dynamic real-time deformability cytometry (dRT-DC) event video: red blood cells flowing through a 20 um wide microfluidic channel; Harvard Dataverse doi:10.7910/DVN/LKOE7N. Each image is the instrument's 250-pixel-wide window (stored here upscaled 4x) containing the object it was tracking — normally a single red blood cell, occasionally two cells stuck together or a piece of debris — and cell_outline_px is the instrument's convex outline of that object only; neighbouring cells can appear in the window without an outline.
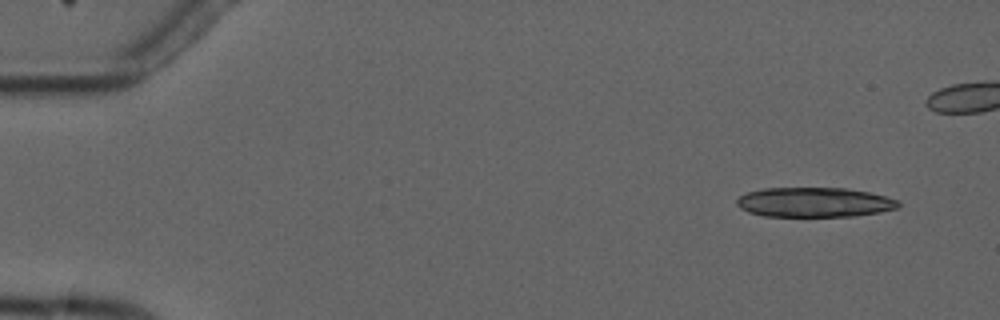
{"species": "common noctule bat (a hibernating species)", "species_latin": "Nyctalus noctula", "temperature_condition": "cold", "stored_images_in_passage": 4, "camera_frame_rate_fps": 3000, "um_per_image_px": 0.085, "animal": {"sex": "male", "forearm_length_mm": 52.5}, "frame": {"image": 1, "passage_image": 1, "time_ms": 0.0, "image_size_px": [1000, 320], "cell_outline_px": [[900, 204], [896, 208], [880, 212], [856, 216], [764, 216], [748, 212], [740, 208], [736, 204], [736, 200], [740, 196], [748, 192], [764, 188], [848, 188], [868, 192], [900, 200]], "centroid_in_image_um": [69.22, 17.19], "position_along_channel_um": 15.8, "area_um2": 27.98}}